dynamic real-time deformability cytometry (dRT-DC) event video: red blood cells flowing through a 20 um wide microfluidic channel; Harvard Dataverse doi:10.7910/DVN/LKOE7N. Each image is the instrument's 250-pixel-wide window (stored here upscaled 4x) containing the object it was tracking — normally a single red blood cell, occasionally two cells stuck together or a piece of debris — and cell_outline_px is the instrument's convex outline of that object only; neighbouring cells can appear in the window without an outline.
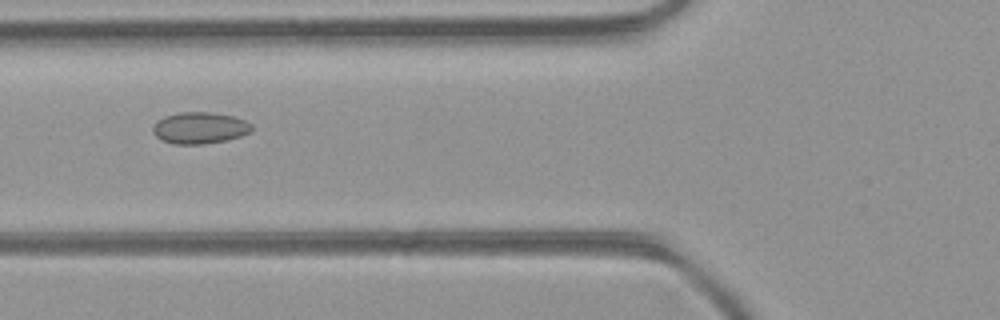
{"species": "common noctule bat (a hibernating species)", "species_latin": "Nyctalus noctula", "temperature_condition": "room temperature", "stored_images_in_passage": 3, "camera_frame_rate_fps": 3000, "um_per_image_px": 0.085, "animal": {"sex": "female", "body_mass_g": 21.9}, "frame": {"image": 1, "passage_image": 2, "time_ms": 0.333, "image_size_px": [1000, 320], "cell_outline_px": [[252, 132], [228, 140], [204, 144], [172, 144], [160, 140], [152, 132], [152, 128], [156, 120], [164, 116], [180, 112], [212, 112], [232, 116], [244, 120], [252, 124]], "centroid_in_image_um": [16.95, 10.88], "position_along_channel_um": 108.8, "area_um2": 18.44}}
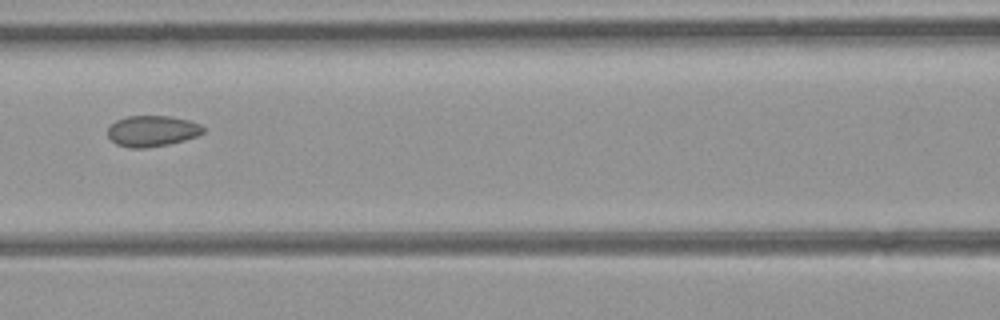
{"frame": {"image": 2, "passage_image": 3, "time_ms": 0.667, "image_size_px": [1000, 320], "cell_outline_px": [[204, 132], [196, 136], [184, 140], [168, 144], [144, 148], [128, 148], [116, 144], [108, 136], [108, 128], [116, 120], [128, 116], [168, 116], [188, 120], [200, 124], [204, 128]], "centroid_in_image_um": [12.92, 11.14], "position_along_channel_um": 153.7, "area_um2": 17.11}}